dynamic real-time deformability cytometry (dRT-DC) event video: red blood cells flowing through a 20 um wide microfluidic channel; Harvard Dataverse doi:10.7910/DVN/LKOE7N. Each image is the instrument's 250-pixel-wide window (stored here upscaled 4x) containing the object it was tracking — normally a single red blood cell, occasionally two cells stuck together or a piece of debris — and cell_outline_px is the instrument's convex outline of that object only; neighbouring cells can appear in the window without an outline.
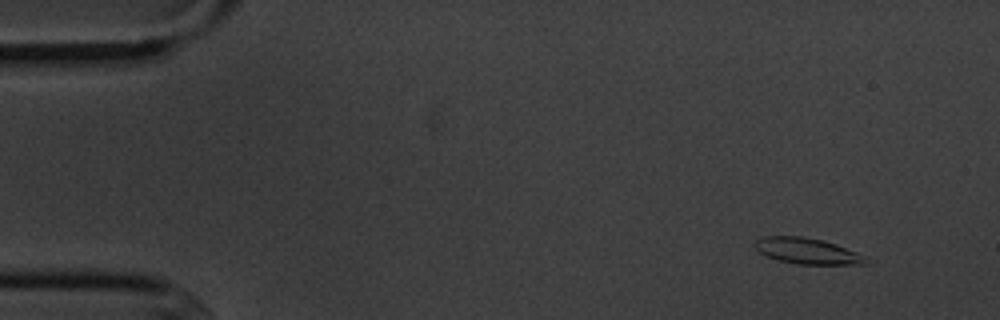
{"species": "common noctule bat (a hibernating species)", "species_latin": "Nyctalus noctula", "temperature_condition": "cold", "stored_images_in_passage": 5, "camera_frame_rate_fps": 3000, "um_per_image_px": 0.085, "animal": {"sex": "male", "body_mass_g": 20.1, "forearm_length_mm": 53.5}, "frame": {"image": 1, "passage_image": 2, "time_ms": 1.333, "image_size_px": [1000, 320], "cell_outline_px": [[876, 260], [868, 264], [800, 264], [780, 260], [768, 256], [760, 252], [752, 244], [752, 240], [764, 236], [804, 236], [824, 240], [836, 244], [868, 256]], "centroid_in_image_um": [68.7, 21.33], "position_along_channel_um": 16.3, "area_um2": 17.17}}
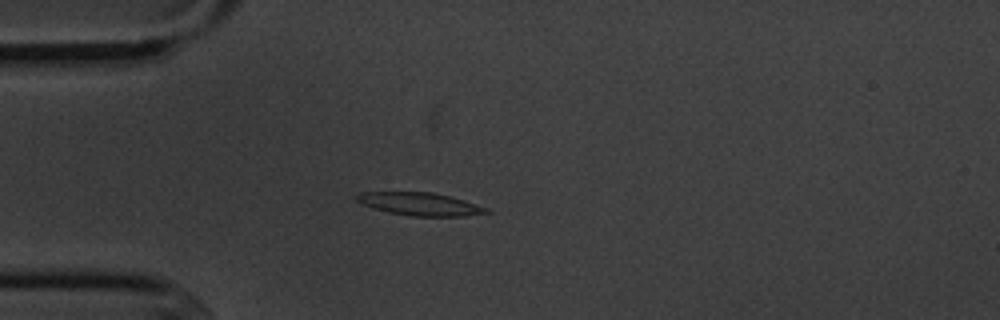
{"frame": {"image": 2, "passage_image": 5, "time_ms": 4.667, "image_size_px": [1000, 320], "cell_outline_px": [[492, 212], [464, 216], [408, 216], [388, 212], [372, 208], [356, 200], [356, 196], [360, 192], [432, 192], [464, 200], [488, 208]], "centroid_in_image_um": [35.7, 17.35], "position_along_channel_um": 49.3, "area_um2": 17.22}}